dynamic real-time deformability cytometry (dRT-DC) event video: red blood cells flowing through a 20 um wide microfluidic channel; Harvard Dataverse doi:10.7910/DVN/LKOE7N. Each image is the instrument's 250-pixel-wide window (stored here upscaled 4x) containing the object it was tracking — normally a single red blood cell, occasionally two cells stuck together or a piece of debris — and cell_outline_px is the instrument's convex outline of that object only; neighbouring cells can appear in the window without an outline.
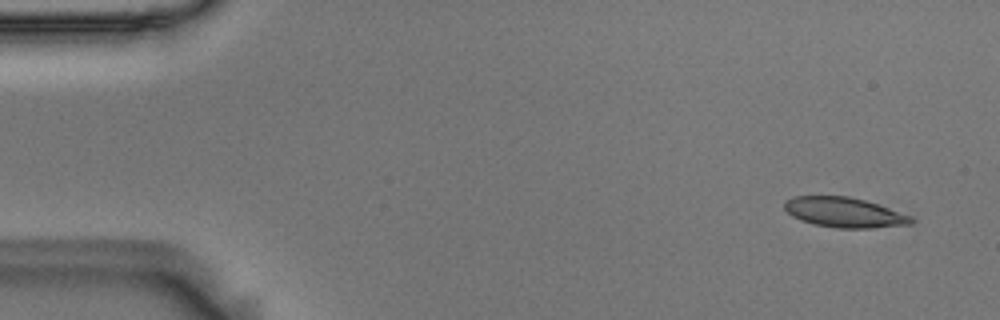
{"species": "Egyptian fruit bat (a non-hibernating species)", "species_latin": "Rousettus aegyptiacus", "temperature_condition": "room temperature", "stored_images_in_passage": 5, "segment_of_instrument_passage": [1, 2], "camera_frame_rate_fps": 3000, "um_per_image_px": 0.085, "animal": {"sex": "male"}, "frame": {"image": 1, "passage_image": 1, "time_ms": 0.0, "image_size_px": [1000, 320], "cell_outline_px": [[916, 220], [912, 224], [872, 228], [836, 228], [816, 224], [800, 220], [792, 216], [784, 208], [784, 200], [796, 196], [848, 196], [864, 200], [912, 216]], "centroid_in_image_um": [71.77, 18.06], "position_along_channel_um": 13.2, "area_um2": 22.08}}
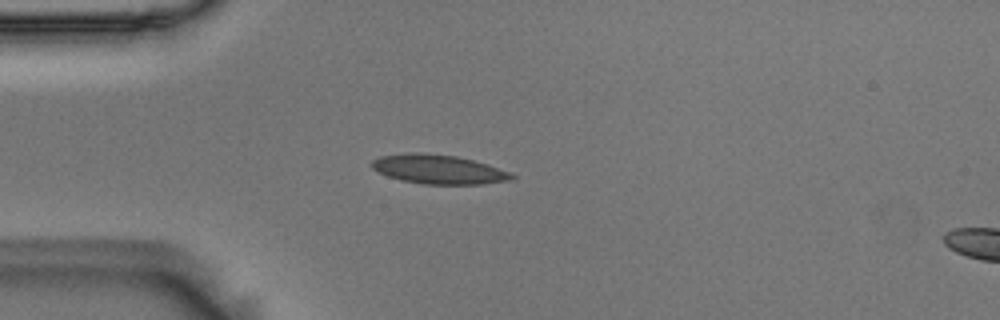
{"frame": {"image": 2, "passage_image": 4, "time_ms": 1.0, "image_size_px": [1000, 320], "cell_outline_px": [[516, 180], [484, 184], [424, 184], [400, 180], [388, 176], [372, 168], [368, 164], [372, 160], [380, 156], [408, 152], [416, 152], [456, 156], [472, 160], [508, 172], [516, 176]], "centroid_in_image_um": [37.24, 14.4], "position_along_channel_um": 47.8, "area_um2": 23.76}}